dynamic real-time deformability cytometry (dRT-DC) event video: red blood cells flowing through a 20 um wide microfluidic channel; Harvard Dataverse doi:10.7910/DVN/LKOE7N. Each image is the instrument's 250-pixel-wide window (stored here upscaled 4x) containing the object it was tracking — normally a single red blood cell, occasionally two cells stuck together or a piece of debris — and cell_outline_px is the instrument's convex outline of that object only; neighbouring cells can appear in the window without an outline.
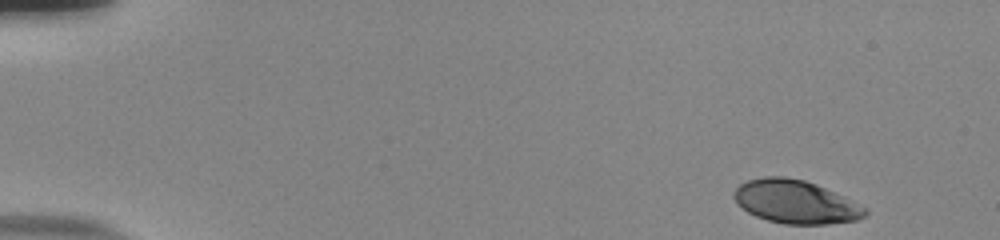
{"species": "human", "species_latin": "Homo sapiens", "temperature_condition": "room temperature", "stored_images_in_passage": 50, "camera_frame_rate_fps": 3000, "um_per_image_px": 0.085, "donor": {"sex": "male"}, "frame": {"image": 1, "passage_image": 1, "time_ms": 0.0, "image_size_px": [1000, 240], "cell_outline_px": [[868, 212], [864, 216], [856, 220], [828, 224], [784, 224], [768, 220], [756, 216], [748, 212], [732, 196], [732, 192], [740, 184], [748, 180], [764, 176], [784, 176], [804, 180], [816, 184], [864, 208]], "centroid_in_image_um": [67.56, 17.15], "position_along_channel_um": 17.4, "area_um2": 32.48}}
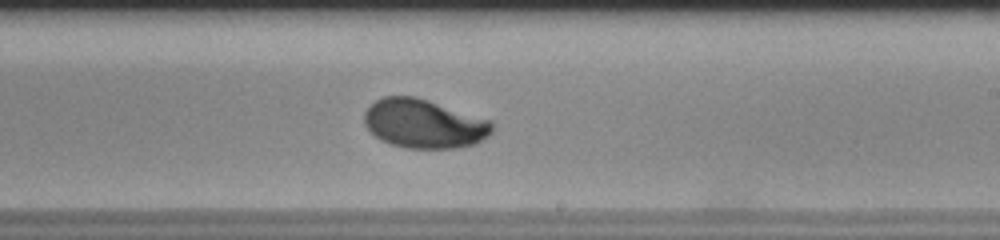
{"frame": {"image": 2, "passage_image": 30, "time_ms": 9.667, "image_size_px": [1000, 240], "cell_outline_px": [[492, 132], [488, 136], [476, 144], [456, 148], [404, 148], [380, 140], [364, 124], [364, 112], [376, 100], [384, 96], [416, 96], [492, 120]], "centroid_in_image_um": [36.06, 10.51], "position_along_channel_um": 252.9, "area_um2": 36.59}}
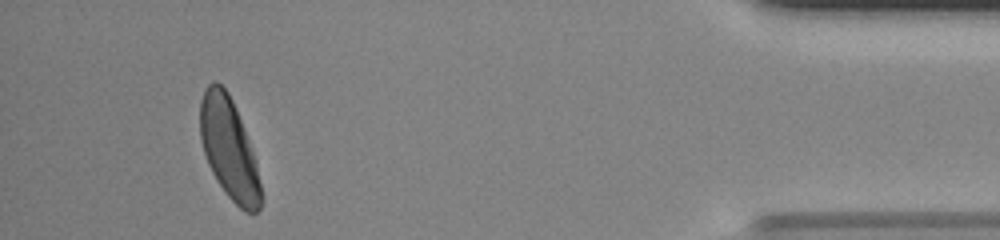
{"frame": {"image": 3, "passage_image": 47, "time_ms": 15.333, "image_size_px": [1000, 240], "cell_outline_px": [[260, 208], [256, 212], [244, 212], [228, 196], [212, 172], [208, 164], [200, 140], [200, 100], [208, 84], [212, 80], [216, 80], [228, 92], [232, 100], [252, 148], [256, 164], [260, 184]], "centroid_in_image_um": [19.44, 12.6], "position_along_channel_um": 415.8, "area_um2": 35.26}, "authors_computed_cell_mechanics": {"area_um2": 35.9805, "velocity_mm_per_s": 3.8554, "shape_relaxation_time_tau1_ms": 2.4898, "shape_relaxation_time_tau2_ms": null, "deformation_change_tau1": 0.1476, "deformation_change_tau2": null}}